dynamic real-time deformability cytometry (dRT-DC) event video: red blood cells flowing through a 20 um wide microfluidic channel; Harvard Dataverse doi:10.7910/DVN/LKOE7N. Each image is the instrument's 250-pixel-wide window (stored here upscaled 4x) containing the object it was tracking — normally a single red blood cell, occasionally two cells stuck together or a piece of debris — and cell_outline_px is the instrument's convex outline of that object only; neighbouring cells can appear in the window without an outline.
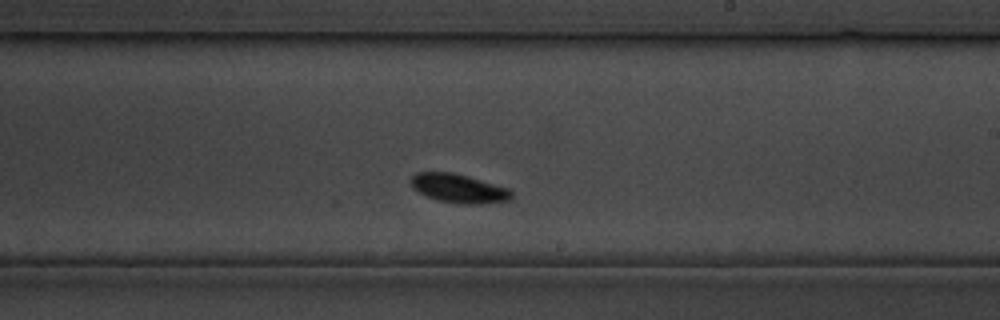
{"species": "common noctule bat (a hibernating species)", "species_latin": "Nyctalus noctula", "temperature_condition": "cold", "stored_images_in_passage": 31, "camera_frame_rate_fps": 3000, "um_per_image_px": 0.085, "animal": {"sex": "male", "body_mass_g": 19.5, "forearm_length_mm": 54.6}, "frame": {"image": 1, "passage_image": 15, "time_ms": 17.0, "image_size_px": [1000, 320], "cell_outline_px": [[512, 196], [508, 200], [480, 204], [464, 204], [436, 200], [412, 188], [408, 180], [416, 172], [452, 172], [468, 176], [512, 188]], "centroid_in_image_um": [38.99, 16.0], "position_along_channel_um": 250.0, "area_um2": 17.11}}
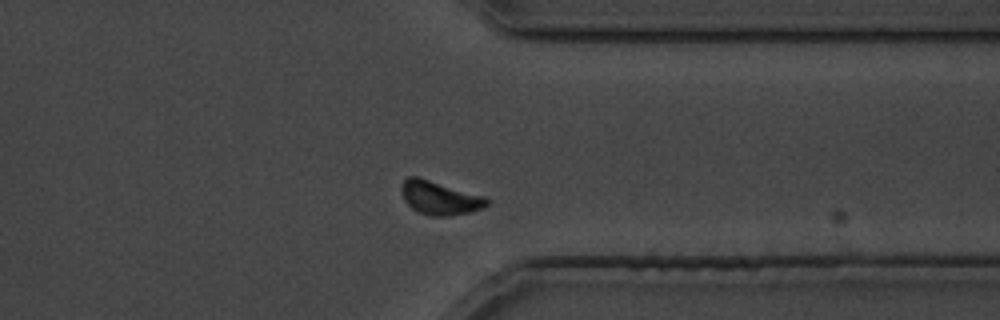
{"frame": {"image": 2, "passage_image": 22, "time_ms": 25.667, "image_size_px": [1000, 320], "cell_outline_px": [[488, 204], [472, 212], [448, 216], [432, 216], [420, 212], [412, 208], [404, 200], [400, 192], [400, 188], [404, 180], [408, 176], [416, 176], [484, 196], [488, 200]], "centroid_in_image_um": [37.34, 16.82], "position_along_channel_um": 374.1, "area_um2": 16.53}}
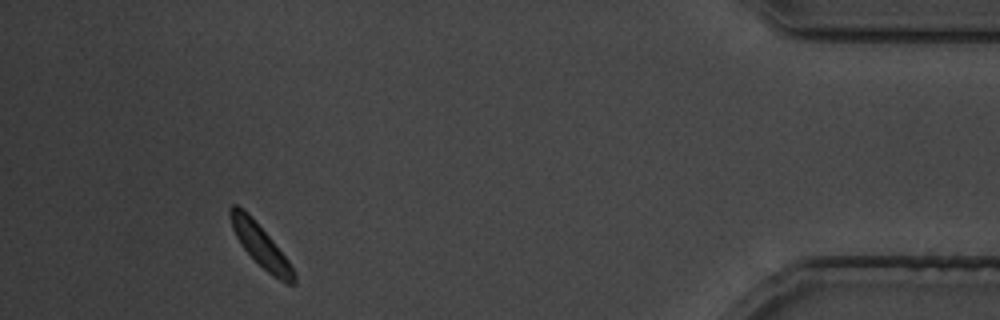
{"frame": {"image": 3, "passage_image": 27, "time_ms": 32.0, "image_size_px": [1000, 320], "cell_outline_px": [[296, 284], [288, 284], [280, 280], [268, 272], [240, 244], [232, 228], [228, 212], [228, 208], [232, 204], [236, 204], [248, 212], [272, 240], [288, 260], [296, 276]], "centroid_in_image_um": [22.12, 20.82], "position_along_channel_um": 413.1, "area_um2": 15.37}}